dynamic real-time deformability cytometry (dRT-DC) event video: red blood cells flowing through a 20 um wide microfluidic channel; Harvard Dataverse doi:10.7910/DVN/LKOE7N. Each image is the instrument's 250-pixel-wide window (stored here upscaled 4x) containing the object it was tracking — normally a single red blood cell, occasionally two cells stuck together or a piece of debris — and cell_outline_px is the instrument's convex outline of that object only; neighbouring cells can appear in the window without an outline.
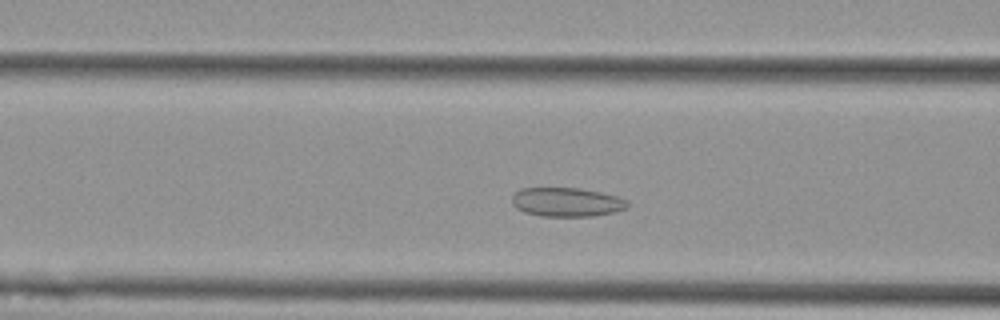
{"species": "Egyptian fruit bat (a non-hibernating species)", "species_latin": "Rousettus aegyptiacus", "temperature_condition": "cold", "stored_images_in_passage": 47, "camera_frame_rate_fps": 3000, "um_per_image_px": 0.085, "animal": {"sex": "female"}, "frame": {"image": 1, "passage_image": 13, "time_ms": 4.0, "image_size_px": [1000, 320], "cell_outline_px": [[628, 208], [616, 212], [592, 216], [540, 216], [524, 212], [516, 208], [512, 204], [512, 196], [520, 188], [580, 188], [600, 192], [616, 196], [628, 200]], "centroid_in_image_um": [48.17, 17.18], "position_along_channel_um": 118.4, "area_um2": 19.65}}
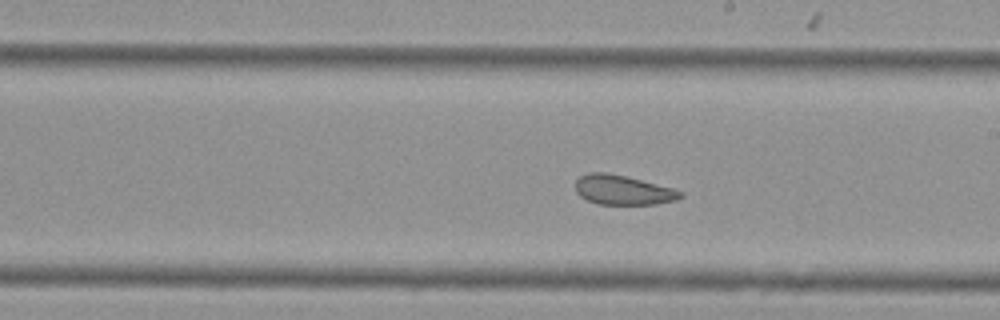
{"frame": {"image": 2, "passage_image": 23, "time_ms": 7.333, "image_size_px": [1000, 320], "cell_outline_px": [[684, 196], [676, 200], [656, 204], [596, 204], [580, 196], [576, 192], [576, 180], [580, 176], [588, 172], [604, 172], [624, 176], [672, 188], [684, 192]], "centroid_in_image_um": [52.94, 16.16], "position_along_channel_um": 236.1, "area_um2": 17.98}}
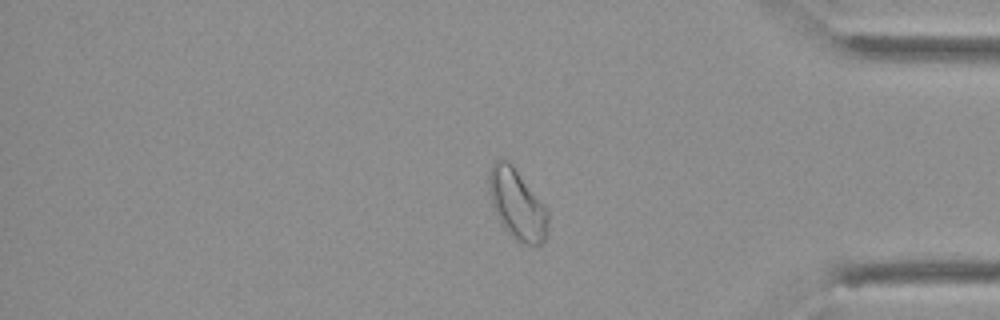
{"frame": {"image": 3, "passage_image": 38, "time_ms": 12.333, "image_size_px": [1000, 320], "cell_outline_px": [[548, 232], [544, 240], [540, 244], [524, 244], [516, 240], [500, 224], [496, 216], [492, 204], [488, 188], [488, 172], [492, 164], [496, 160], [508, 160], [512, 164], [548, 208]], "centroid_in_image_um": [43.95, 17.36], "position_along_channel_um": 391.2, "area_um2": 24.45}, "authors_computed_cell_mechanics": {"area_um2": 20.9814, "velocity_mm_per_s": 3.5455, "shape_relaxation_time_tau1_ms": null, "shape_relaxation_time_tau2_ms": 2.3045, "deformation_change_tau1": null, "deformation_change_tau2": 0.0715}}